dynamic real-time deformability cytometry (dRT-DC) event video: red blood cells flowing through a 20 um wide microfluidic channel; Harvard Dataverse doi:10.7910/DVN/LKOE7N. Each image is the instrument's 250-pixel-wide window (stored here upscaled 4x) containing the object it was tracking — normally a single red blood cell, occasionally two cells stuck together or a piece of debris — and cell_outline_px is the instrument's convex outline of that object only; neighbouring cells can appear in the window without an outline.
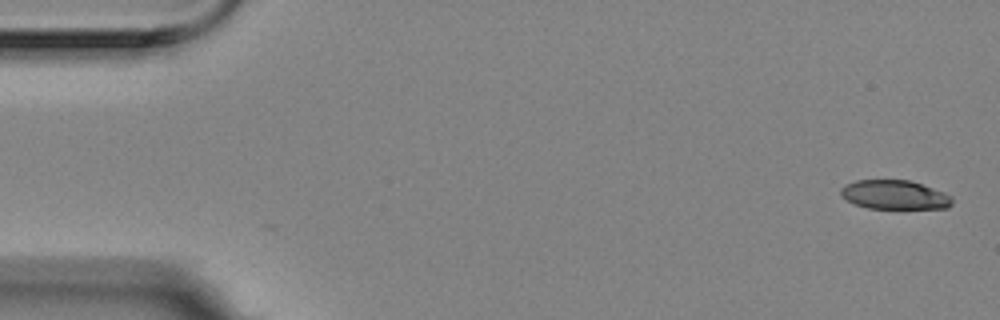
{"species": "Egyptian fruit bat (a non-hibernating species)", "species_latin": "Rousettus aegyptiacus", "temperature_condition": "room temperature", "stored_images_in_passage": 1, "camera_frame_rate_fps": 3000, "um_per_image_px": 0.085, "animal": {"sex": "female"}, "frame": {"image": 1, "passage_image": 1, "time_ms": 0.0, "image_size_px": [1000, 320], "cell_outline_px": [[952, 204], [948, 208], [868, 208], [856, 204], [840, 196], [840, 188], [844, 184], [856, 180], [908, 180], [944, 192], [952, 196]], "centroid_in_image_um": [76.02, 16.55], "position_along_channel_um": 9.0, "area_um2": 18.79}}